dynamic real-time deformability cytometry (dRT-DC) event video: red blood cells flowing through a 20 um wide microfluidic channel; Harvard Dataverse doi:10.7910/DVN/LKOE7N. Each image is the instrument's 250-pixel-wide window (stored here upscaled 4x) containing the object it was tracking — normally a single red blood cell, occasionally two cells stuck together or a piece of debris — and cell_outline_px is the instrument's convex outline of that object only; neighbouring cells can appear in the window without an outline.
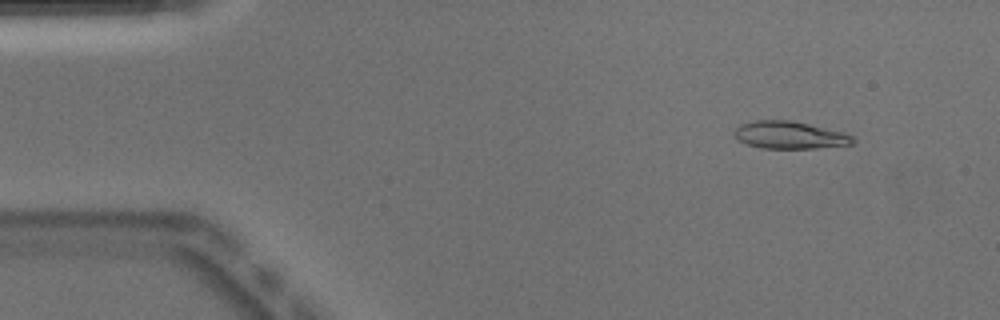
{"species": "Egyptian fruit bat (a non-hibernating species)", "species_latin": "Rousettus aegyptiacus", "temperature_condition": "warm", "stored_images_in_passage": 50, "camera_frame_rate_fps": 3000, "um_per_image_px": 0.085, "animal": {"sex": "male"}, "frame": {"image": 1, "passage_image": 5, "time_ms": 1.333, "image_size_px": [1000, 320], "cell_outline_px": [[856, 140], [852, 144], [816, 148], [760, 148], [748, 144], [740, 140], [732, 132], [740, 124], [756, 120], [792, 120], [844, 132], [852, 136]], "centroid_in_image_um": [67.13, 11.47], "position_along_channel_um": 17.9, "area_um2": 18.9}}
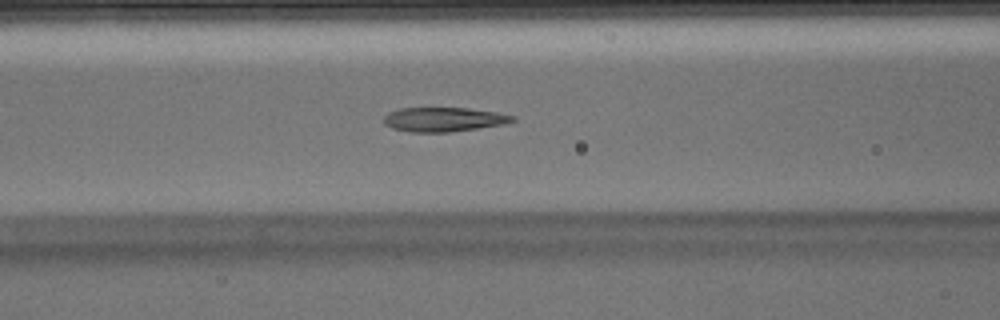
{"frame": {"image": 2, "passage_image": 20, "time_ms": 6.333, "image_size_px": [1000, 320], "cell_outline_px": [[516, 120], [504, 124], [448, 132], [412, 132], [392, 128], [384, 124], [384, 116], [388, 112], [400, 108], [468, 108], [496, 112], [516, 116]], "centroid_in_image_um": [37.71, 10.14], "position_along_channel_um": 128.9, "area_um2": 18.15}}
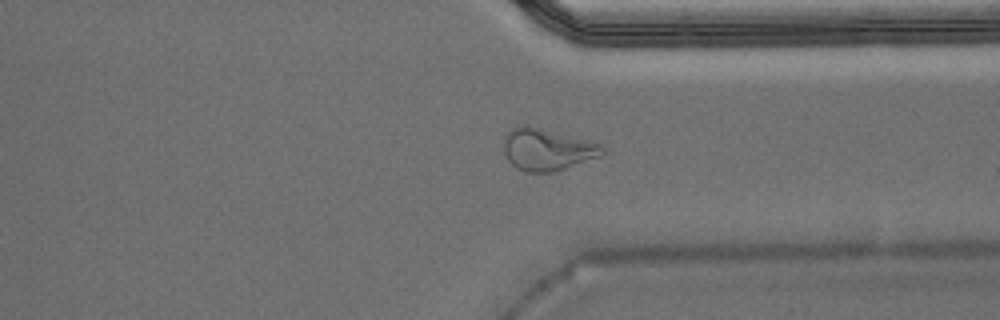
{"frame": {"image": 3, "passage_image": 38, "time_ms": 12.333, "image_size_px": [1000, 320], "cell_outline_px": [[604, 152], [600, 156], [552, 172], [524, 172], [516, 168], [508, 160], [504, 152], [504, 136], [512, 128], [520, 124], [528, 124], [588, 140], [600, 144], [604, 148]], "centroid_in_image_um": [46.46, 12.68], "position_along_channel_um": 364.9, "area_um2": 24.1}, "authors_computed_cell_mechanics": {"area_um2": 19.074, "velocity_mm_per_s": 3.943, "shape_relaxation_time_tau1_ms": null, "shape_relaxation_time_tau2_ms": 1.8154, "deformation_change_tau1": null, "deformation_change_tau2": 0.0976}}